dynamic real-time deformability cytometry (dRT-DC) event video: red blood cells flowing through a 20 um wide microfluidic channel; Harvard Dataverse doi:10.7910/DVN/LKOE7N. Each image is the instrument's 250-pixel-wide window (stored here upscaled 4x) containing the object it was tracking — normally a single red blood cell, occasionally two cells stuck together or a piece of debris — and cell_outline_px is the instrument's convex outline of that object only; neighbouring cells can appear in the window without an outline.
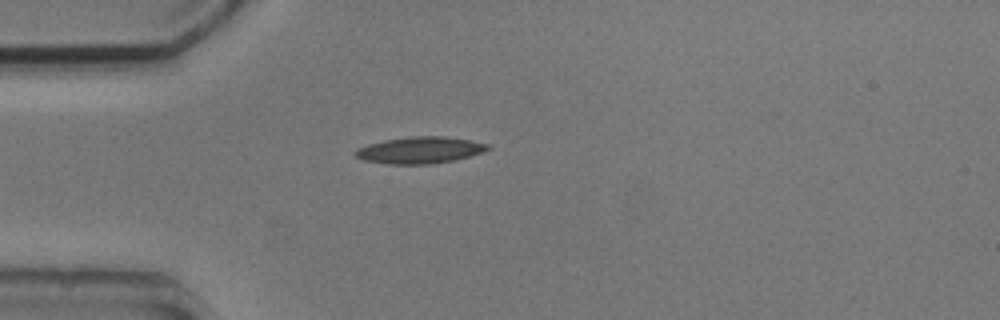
{"species": "common noctule bat (a hibernating species)", "species_latin": "Nyctalus noctula", "temperature_condition": "cold", "stored_images_in_passage": 1, "camera_frame_rate_fps": 3000, "um_per_image_px": 0.085, "animal": {"sex": "male", "body_mass_g": 20.5, "forearm_length_mm": 52.5}, "frame": {"image": 1, "passage_image": 1, "time_ms": 0.0, "image_size_px": [1000, 320], "cell_outline_px": [[492, 148], [456, 160], [428, 164], [392, 164], [364, 160], [356, 156], [352, 152], [356, 148], [368, 144], [384, 140], [408, 136], [444, 136], [468, 140], [488, 144]], "centroid_in_image_um": [35.65, 12.75], "position_along_channel_um": 49.4, "area_um2": 20.46}}